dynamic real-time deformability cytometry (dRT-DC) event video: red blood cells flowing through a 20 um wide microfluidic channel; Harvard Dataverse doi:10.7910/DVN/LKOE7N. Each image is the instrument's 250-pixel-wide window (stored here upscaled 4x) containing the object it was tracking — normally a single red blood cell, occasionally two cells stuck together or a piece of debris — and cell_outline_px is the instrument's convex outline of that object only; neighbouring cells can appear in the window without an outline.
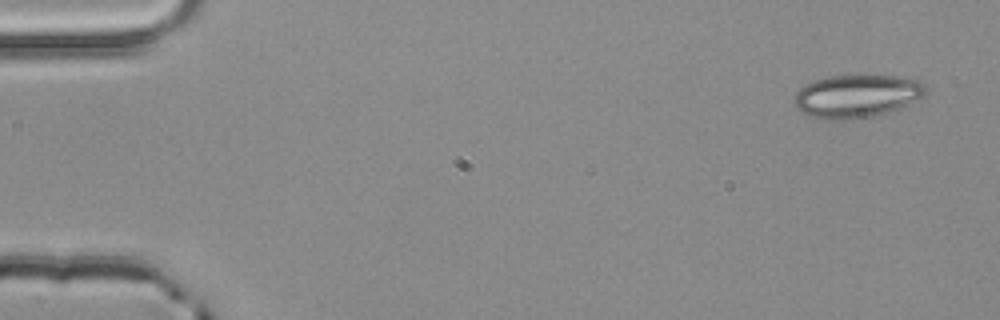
{"species": "common noctule bat (a hibernating species)", "species_latin": "Nyctalus noctula", "temperature_condition": "room temperature", "stored_images_in_passage": 4, "segment_of_instrument_passage": [1, 2], "camera_frame_rate_fps": 3000, "um_per_image_px": 0.085, "animal": {"sex": "male", "body_mass_g": 20.4}, "frame": {"image": 1, "passage_image": 1, "time_ms": 0.0, "image_size_px": [1000, 320], "cell_outline_px": [[928, 92], [924, 96], [908, 104], [872, 116], [840, 120], [820, 120], [800, 112], [796, 108], [792, 96], [804, 84], [828, 76], [864, 72], [896, 76], [916, 80], [924, 84], [928, 88]], "centroid_in_image_um": [72.78, 8.12], "position_along_channel_um": 12.2, "area_um2": 33.87}}